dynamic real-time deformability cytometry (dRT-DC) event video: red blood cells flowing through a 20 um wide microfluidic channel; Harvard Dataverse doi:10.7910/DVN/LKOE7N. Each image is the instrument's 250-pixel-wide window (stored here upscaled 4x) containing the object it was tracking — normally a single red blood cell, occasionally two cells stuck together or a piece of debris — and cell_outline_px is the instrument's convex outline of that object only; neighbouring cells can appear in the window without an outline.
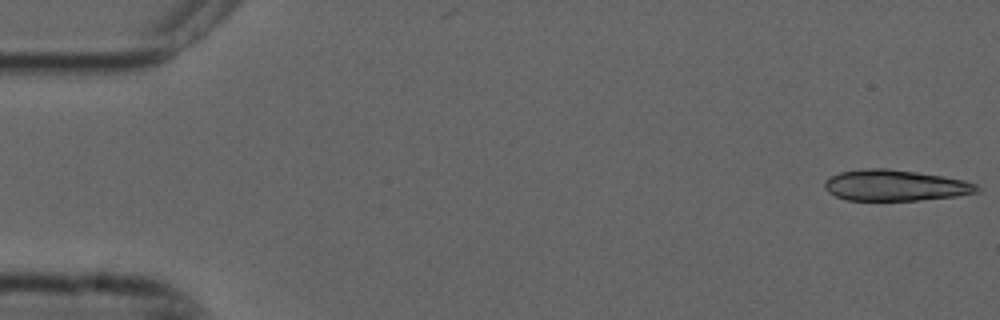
{"species": "common noctule bat (a hibernating species)", "species_latin": "Nyctalus noctula", "temperature_condition": "cold", "stored_images_in_passage": 4, "camera_frame_rate_fps": 3000, "um_per_image_px": 0.085, "animal": {"sex": "male", "forearm_length_mm": 52.5}, "frame": {"image": 1, "passage_image": 1, "time_ms": 0.0, "image_size_px": [1000, 320], "cell_outline_px": [[984, 188], [980, 192], [956, 196], [920, 200], [848, 200], [836, 196], [828, 192], [824, 188], [824, 180], [840, 172], [868, 168], [888, 168], [916, 172], [964, 180], [976, 184]], "centroid_in_image_um": [76.12, 15.76], "position_along_channel_um": 8.9, "area_um2": 27.57}}